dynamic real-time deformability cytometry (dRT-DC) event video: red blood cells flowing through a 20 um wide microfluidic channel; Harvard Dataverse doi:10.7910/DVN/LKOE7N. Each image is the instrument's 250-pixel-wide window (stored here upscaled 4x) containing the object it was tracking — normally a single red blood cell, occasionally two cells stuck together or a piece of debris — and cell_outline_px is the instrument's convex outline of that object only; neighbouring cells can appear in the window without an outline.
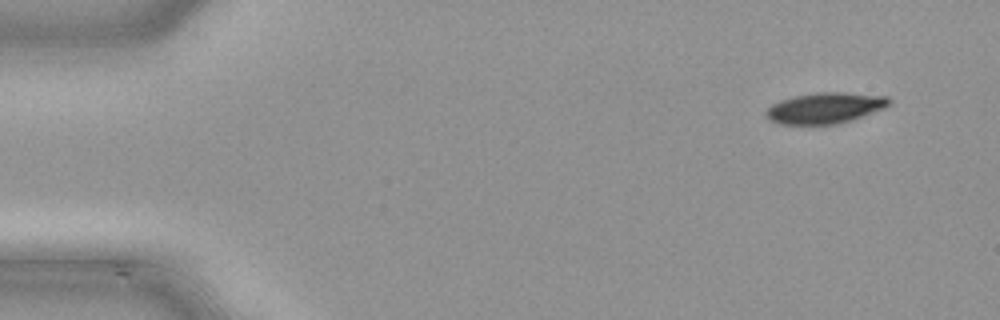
{"species": "common noctule bat (a hibernating species)", "species_latin": "Nyctalus noctula", "temperature_condition": "cold", "stored_images_in_passage": 45, "camera_frame_rate_fps": 3000, "um_per_image_px": 0.085, "animal": {"sex": "male", "body_mass_g": 21.5, "forearm_length_mm": 52.0}, "frame": {"image": 1, "passage_image": 1, "time_ms": 0.0, "image_size_px": [1000, 320], "cell_outline_px": [[892, 100], [884, 108], [852, 120], [836, 124], [780, 124], [768, 120], [764, 116], [764, 112], [772, 104], [780, 100], [796, 96], [816, 92], [844, 92], [888, 96]], "centroid_in_image_um": [70.11, 9.18], "position_along_channel_um": 14.9, "area_um2": 22.25}}
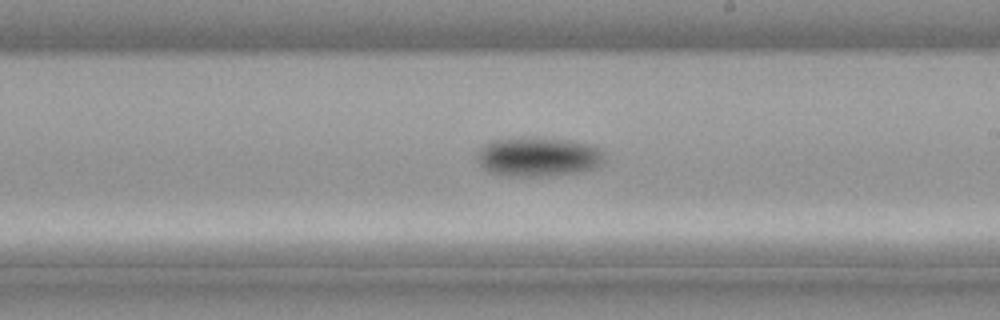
{"frame": {"image": 2, "passage_image": 25, "time_ms": 8.0, "image_size_px": [1000, 320], "cell_outline_px": [[600, 164], [596, 168], [576, 172], [532, 176], [508, 176], [492, 172], [484, 168], [476, 160], [476, 152], [484, 144], [492, 140], [524, 136], [540, 136], [572, 140], [588, 144], [596, 148], [600, 152]], "centroid_in_image_um": [45.64, 13.28], "position_along_channel_um": 243.4, "area_um2": 29.13}}
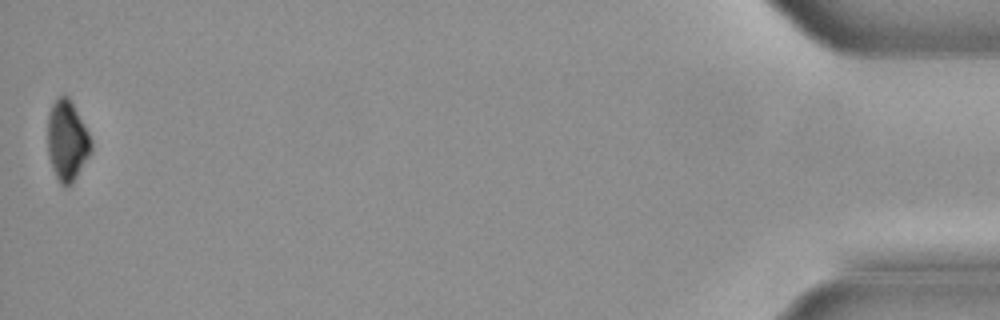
{"frame": {"image": 3, "passage_image": 45, "time_ms": 14.667, "image_size_px": [1000, 320], "cell_outline_px": [[92, 148], [88, 156], [72, 180], [68, 184], [60, 184], [56, 176], [48, 152], [48, 112], [52, 104], [60, 96], [68, 96], [84, 124], [92, 140]], "centroid_in_image_um": [5.69, 11.89], "position_along_channel_um": 429.5, "area_um2": 19.59}}